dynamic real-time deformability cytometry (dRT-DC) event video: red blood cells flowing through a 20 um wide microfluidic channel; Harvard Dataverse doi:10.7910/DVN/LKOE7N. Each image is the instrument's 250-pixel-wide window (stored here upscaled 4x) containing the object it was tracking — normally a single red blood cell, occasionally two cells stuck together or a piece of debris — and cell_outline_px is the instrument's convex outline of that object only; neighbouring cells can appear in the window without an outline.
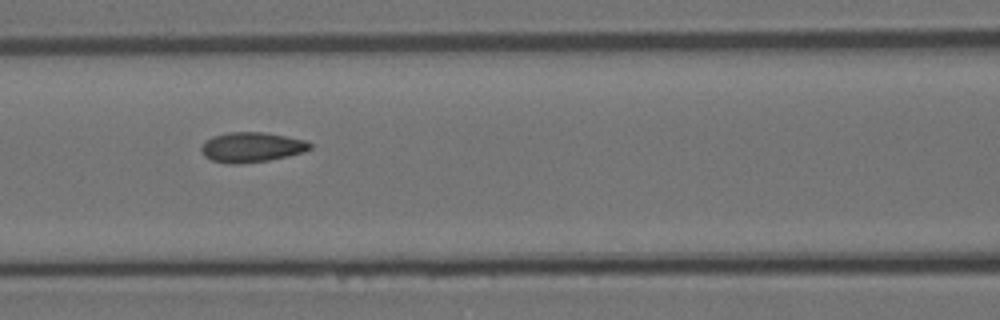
{"species": "Egyptian fruit bat (a non-hibernating species)", "species_latin": "Rousettus aegyptiacus", "temperature_condition": "room temperature", "stored_images_in_passage": 8, "camera_frame_rate_fps": 3000, "um_per_image_px": 0.085, "animal": {"sex": "female"}, "frame": {"image": 1, "passage_image": 6, "time_ms": 1.667, "image_size_px": [1000, 320], "cell_outline_px": [[312, 148], [304, 152], [288, 156], [268, 160], [240, 164], [228, 164], [212, 160], [204, 156], [200, 148], [204, 140], [212, 136], [228, 132], [264, 132], [304, 140], [312, 144]], "centroid_in_image_um": [21.35, 12.51], "position_along_channel_um": 145.2, "area_um2": 19.07}}
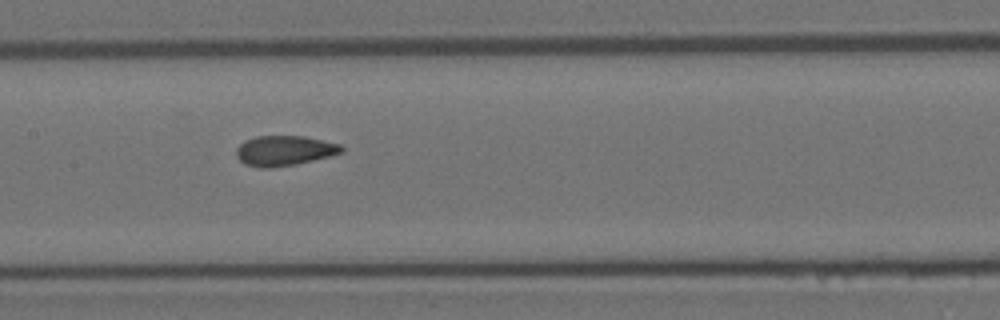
{"frame": {"image": 2, "passage_image": 7, "time_ms": 2.0, "image_size_px": [1000, 320], "cell_outline_px": [[344, 152], [296, 164], [272, 168], [260, 168], [244, 164], [236, 156], [236, 148], [244, 140], [256, 136], [304, 136], [340, 144], [344, 148]], "centroid_in_image_um": [24.14, 12.81], "position_along_channel_um": 183.3, "area_um2": 18.5}}
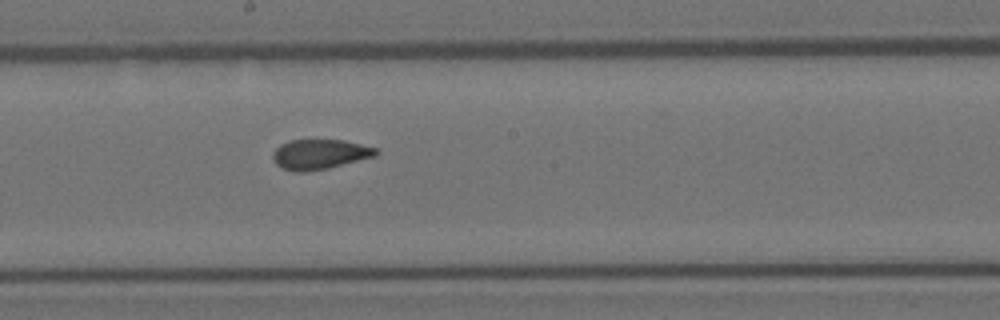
{"frame": {"image": 3, "passage_image": 8, "time_ms": 2.333, "image_size_px": [1000, 320], "cell_outline_px": [[380, 152], [376, 156], [328, 168], [308, 172], [296, 172], [284, 168], [276, 164], [272, 156], [272, 152], [280, 144], [292, 140], [344, 140], [376, 148]], "centroid_in_image_um": [27.18, 13.11], "position_along_channel_um": 221.0, "area_um2": 17.98}}